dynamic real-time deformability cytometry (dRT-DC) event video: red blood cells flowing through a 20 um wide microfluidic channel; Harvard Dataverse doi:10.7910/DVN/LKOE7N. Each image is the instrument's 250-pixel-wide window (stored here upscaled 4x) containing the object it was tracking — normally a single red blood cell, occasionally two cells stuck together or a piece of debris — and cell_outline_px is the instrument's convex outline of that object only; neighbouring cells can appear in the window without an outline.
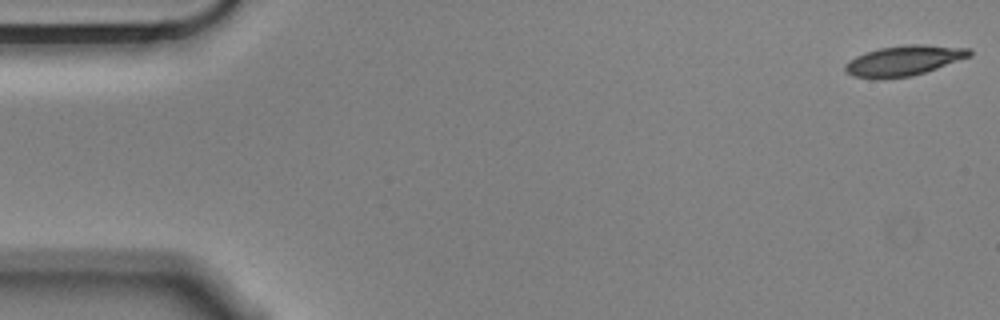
{"species": "Egyptian fruit bat (a non-hibernating species)", "species_latin": "Rousettus aegyptiacus", "temperature_condition": "cold", "stored_images_in_passage": 56, "camera_frame_rate_fps": 3000, "um_per_image_px": 0.085, "animal": {"sex": "male"}, "frame": {"image": 1, "passage_image": 1, "time_ms": 0.0, "image_size_px": [1000, 320], "cell_outline_px": [[972, 56], [912, 76], [852, 76], [844, 72], [844, 64], [856, 56], [864, 52], [880, 48], [908, 44], [924, 44], [968, 48], [972, 52]], "centroid_in_image_um": [76.86, 5.11], "position_along_channel_um": 8.1, "area_um2": 21.27}}
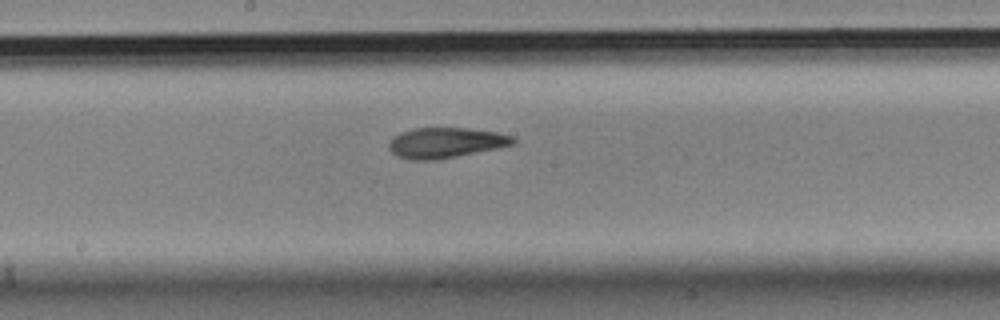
{"frame": {"image": 2, "passage_image": 29, "time_ms": 9.333, "image_size_px": [1000, 320], "cell_outline_px": [[516, 144], [436, 160], [408, 160], [396, 156], [388, 148], [388, 144], [400, 132], [412, 128], [468, 128], [496, 132], [512, 136], [516, 140]], "centroid_in_image_um": [37.86, 12.13], "position_along_channel_um": 210.3, "area_um2": 21.91}}
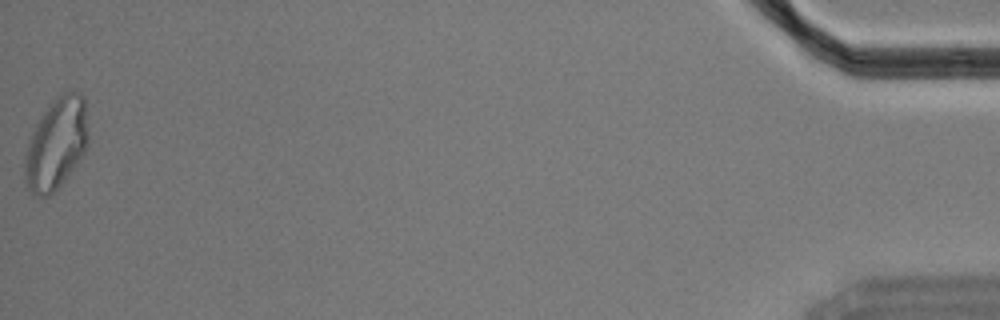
{"frame": {"image": 3, "passage_image": 56, "time_ms": 18.333, "image_size_px": [1000, 320], "cell_outline_px": [[88, 144], [84, 152], [60, 188], [48, 196], [36, 196], [28, 188], [24, 180], [24, 156], [32, 132], [36, 124], [52, 100], [60, 92], [72, 88], [80, 92], [84, 96], [88, 132]], "centroid_in_image_um": [4.79, 12.19], "position_along_channel_um": 430.4, "area_um2": 34.28}, "authors_computed_cell_mechanics": {"area_um2": 22.3108, "velocity_mm_per_s": 3.5422, "shape_relaxation_time_tau1_ms": 6.0129, "shape_relaxation_time_tau2_ms": 3.1764, "deformation_change_tau1": 0.1581, "deformation_change_tau2": 0.1019}}